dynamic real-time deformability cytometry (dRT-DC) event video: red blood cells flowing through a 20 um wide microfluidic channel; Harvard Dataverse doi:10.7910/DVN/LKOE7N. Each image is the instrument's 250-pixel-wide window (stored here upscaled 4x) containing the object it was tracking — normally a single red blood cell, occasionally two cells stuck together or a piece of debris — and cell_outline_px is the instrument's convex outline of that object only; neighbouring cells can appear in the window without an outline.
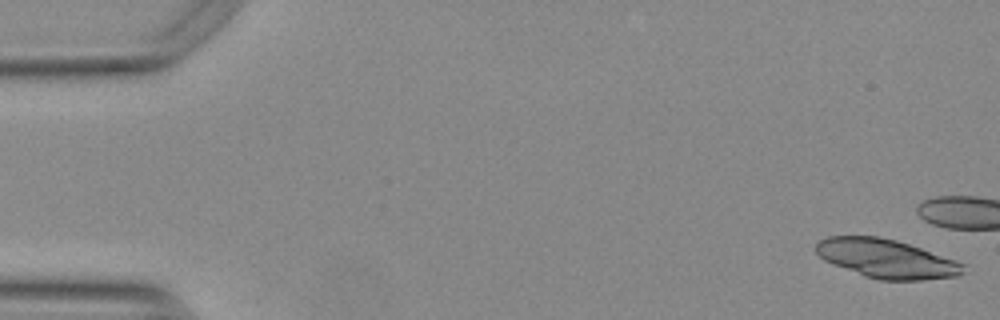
{"species": "Egyptian fruit bat (a non-hibernating species)", "species_latin": "Rousettus aegyptiacus", "temperature_condition": "warm", "stored_images_in_passage": 12, "camera_frame_rate_fps": 3000, "um_per_image_px": 0.085, "animal": {"sex": "female"}, "frame": {"image": 1, "passage_image": 1, "time_ms": 0.0, "image_size_px": [1000, 320], "cell_outline_px": [[964, 272], [956, 276], [920, 280], [880, 280], [864, 276], [832, 264], [824, 260], [816, 252], [816, 244], [820, 240], [828, 236], [880, 236], [896, 240], [920, 248], [964, 264]], "centroid_in_image_um": [75.29, 21.98], "position_along_channel_um": 9.7, "area_um2": 32.95}}